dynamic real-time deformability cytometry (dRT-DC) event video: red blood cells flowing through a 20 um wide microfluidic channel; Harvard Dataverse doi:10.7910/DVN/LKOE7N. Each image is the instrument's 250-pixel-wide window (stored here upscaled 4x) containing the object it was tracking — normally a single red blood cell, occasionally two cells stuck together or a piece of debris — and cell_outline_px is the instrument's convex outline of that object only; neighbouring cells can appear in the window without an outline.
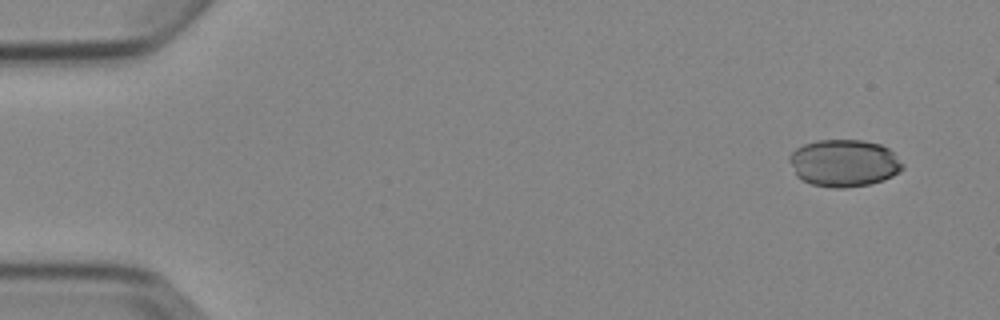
{"species": "Egyptian fruit bat (a non-hibernating species)", "species_latin": "Rousettus aegyptiacus", "temperature_condition": "cold", "stored_images_in_passage": 5, "camera_frame_rate_fps": 3000, "um_per_image_px": 0.085, "animal": {"sex": "female"}, "frame": {"image": 1, "passage_image": 1, "time_ms": 0.0, "image_size_px": [1000, 320], "cell_outline_px": [[904, 168], [892, 176], [884, 180], [868, 184], [844, 188], [832, 188], [812, 184], [800, 180], [796, 176], [788, 160], [788, 156], [796, 148], [804, 144], [816, 140], [864, 140], [880, 144], [888, 148], [904, 164]], "centroid_in_image_um": [71.71, 13.86], "position_along_channel_um": 13.3, "area_um2": 31.33}}
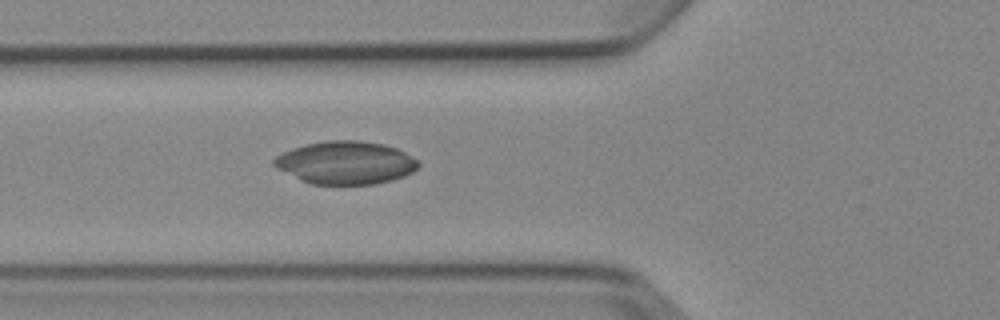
{"frame": {"image": 2, "passage_image": 5, "time_ms": 5.333, "image_size_px": [1000, 320], "cell_outline_px": [[420, 164], [412, 172], [404, 176], [392, 180], [376, 184], [312, 184], [300, 180], [276, 168], [272, 164], [272, 160], [276, 156], [292, 148], [304, 144], [328, 140], [356, 140], [384, 144], [396, 148], [420, 160]], "centroid_in_image_um": [29.37, 13.82], "position_along_channel_um": 96.4, "area_um2": 36.24}}